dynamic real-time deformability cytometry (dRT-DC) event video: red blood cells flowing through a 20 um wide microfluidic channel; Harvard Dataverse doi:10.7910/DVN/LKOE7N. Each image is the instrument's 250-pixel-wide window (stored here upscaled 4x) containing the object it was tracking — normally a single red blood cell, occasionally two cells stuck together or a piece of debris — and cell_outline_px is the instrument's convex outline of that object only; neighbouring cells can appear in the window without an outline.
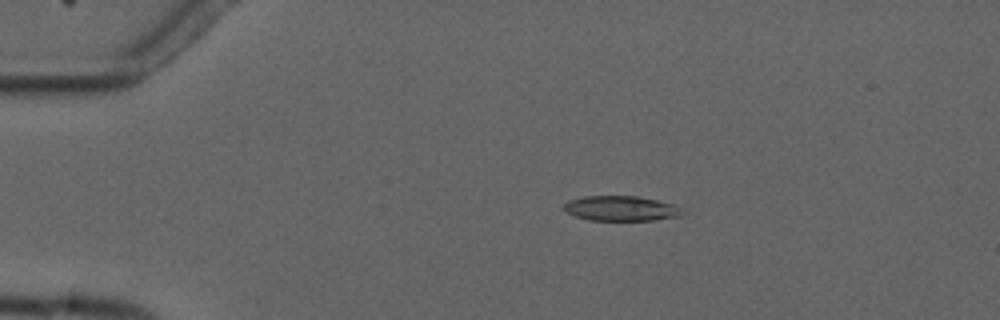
{"species": "common noctule bat (a hibernating species)", "species_latin": "Nyctalus noctula", "temperature_condition": "cold", "stored_images_in_passage": 7, "camera_frame_rate_fps": 3000, "um_per_image_px": 0.085, "animal": {"sex": "male", "forearm_length_mm": 52.5}, "frame": {"image": 1, "passage_image": 3, "time_ms": 2.667, "image_size_px": [1000, 320], "cell_outline_px": [[684, 212], [680, 216], [652, 220], [588, 220], [576, 216], [560, 208], [568, 200], [584, 196], [636, 196], [656, 200], [672, 204], [680, 208]], "centroid_in_image_um": [52.74, 17.71], "position_along_channel_um": 32.3, "area_um2": 17.17}}
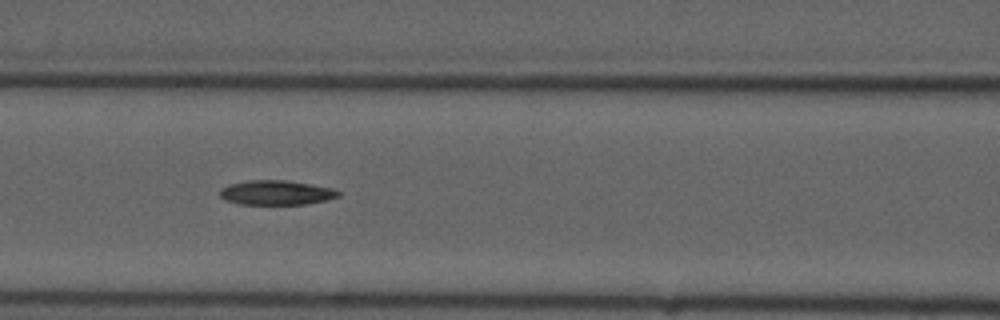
{"frame": {"image": 2, "passage_image": 6, "time_ms": 7.0, "image_size_px": [1000, 320], "cell_outline_px": [[340, 196], [328, 200], [308, 204], [240, 204], [224, 200], [220, 196], [220, 188], [228, 184], [248, 180], [284, 180], [332, 188], [340, 192]], "centroid_in_image_um": [23.46, 16.38], "position_along_channel_um": 143.1, "area_um2": 16.99}}
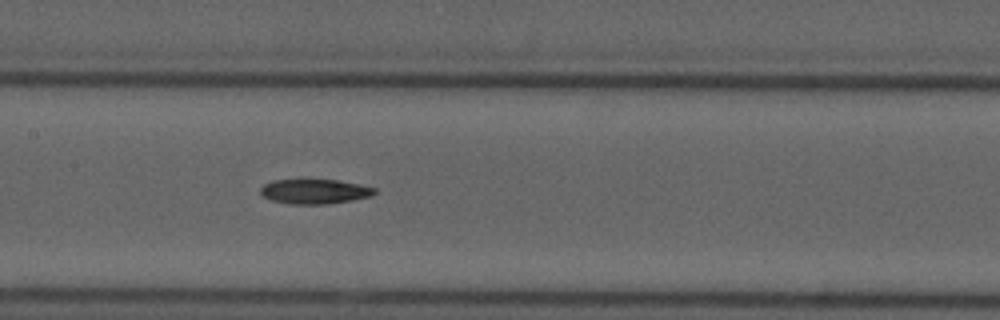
{"frame": {"image": 3, "passage_image": 7, "time_ms": 8.0, "image_size_px": [1000, 320], "cell_outline_px": [[380, 192], [372, 196], [352, 200], [328, 204], [288, 204], [272, 200], [264, 196], [260, 192], [260, 188], [264, 184], [272, 180], [304, 176], [308, 176], [336, 180], [360, 184], [376, 188]], "centroid_in_image_um": [26.74, 16.22], "position_along_channel_um": 180.7, "area_um2": 17.51}}